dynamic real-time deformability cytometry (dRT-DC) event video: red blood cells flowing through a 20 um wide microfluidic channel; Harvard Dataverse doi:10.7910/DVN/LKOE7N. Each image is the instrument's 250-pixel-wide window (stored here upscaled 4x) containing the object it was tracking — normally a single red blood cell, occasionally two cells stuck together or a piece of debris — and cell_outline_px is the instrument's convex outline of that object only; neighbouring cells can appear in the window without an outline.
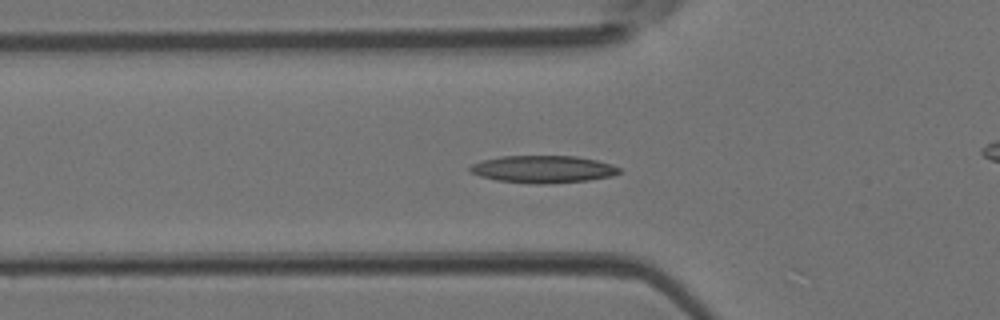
{"species": "Egyptian fruit bat (a non-hibernating species)", "species_latin": "Rousettus aegyptiacus", "temperature_condition": "room temperature", "stored_images_in_passage": 47, "camera_frame_rate_fps": 3000, "um_per_image_px": 0.085, "animal": {"sex": "female"}, "frame": {"image": 1, "passage_image": 16, "time_ms": 5.0, "image_size_px": [1000, 320], "cell_outline_px": [[624, 172], [612, 176], [588, 180], [544, 184], [536, 184], [496, 180], [480, 176], [472, 172], [468, 168], [472, 164], [484, 160], [500, 156], [576, 156], [596, 160], [612, 164], [620, 168]], "centroid_in_image_um": [46.2, 14.38], "position_along_channel_um": 79.6, "area_um2": 23.76}}
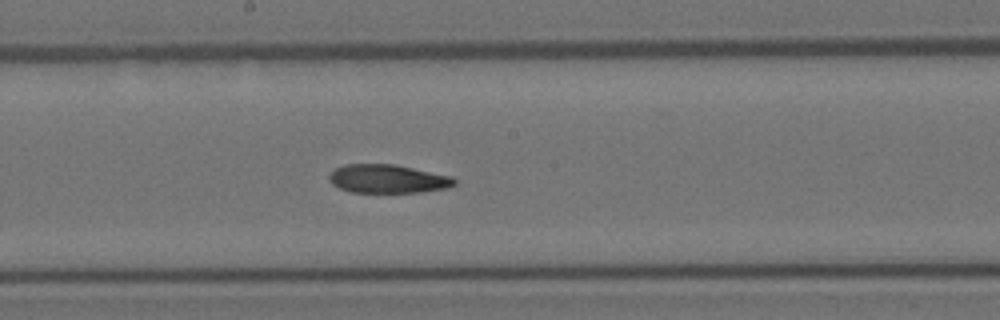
{"frame": {"image": 2, "passage_image": 25, "time_ms": 8.0, "image_size_px": [1000, 320], "cell_outline_px": [[456, 184], [444, 188], [420, 192], [352, 192], [340, 188], [332, 184], [328, 180], [328, 176], [336, 168], [344, 164], [396, 164], [452, 176], [456, 180]], "centroid_in_image_um": [32.95, 15.19], "position_along_channel_um": 215.3, "area_um2": 20.81}}
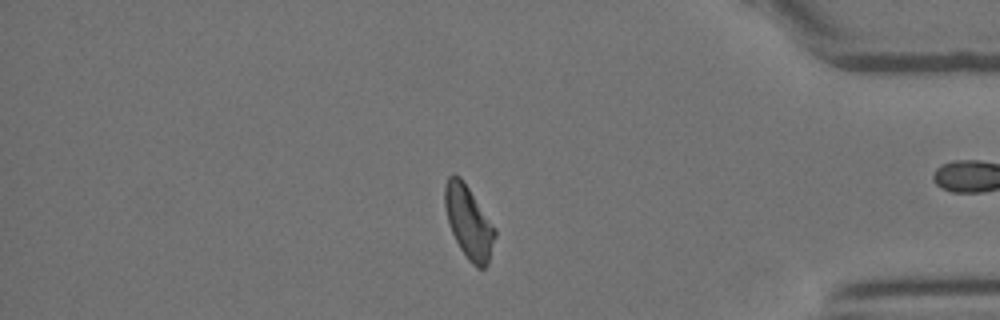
{"frame": {"image": 3, "passage_image": 39, "time_ms": 12.667, "image_size_px": [1000, 320], "cell_outline_px": [[496, 236], [488, 264], [484, 268], [476, 268], [468, 260], [460, 248], [452, 232], [448, 220], [444, 204], [444, 184], [448, 176], [452, 172], [460, 176], [496, 228]], "centroid_in_image_um": [39.84, 18.87], "position_along_channel_um": 395.4, "area_um2": 21.27}}